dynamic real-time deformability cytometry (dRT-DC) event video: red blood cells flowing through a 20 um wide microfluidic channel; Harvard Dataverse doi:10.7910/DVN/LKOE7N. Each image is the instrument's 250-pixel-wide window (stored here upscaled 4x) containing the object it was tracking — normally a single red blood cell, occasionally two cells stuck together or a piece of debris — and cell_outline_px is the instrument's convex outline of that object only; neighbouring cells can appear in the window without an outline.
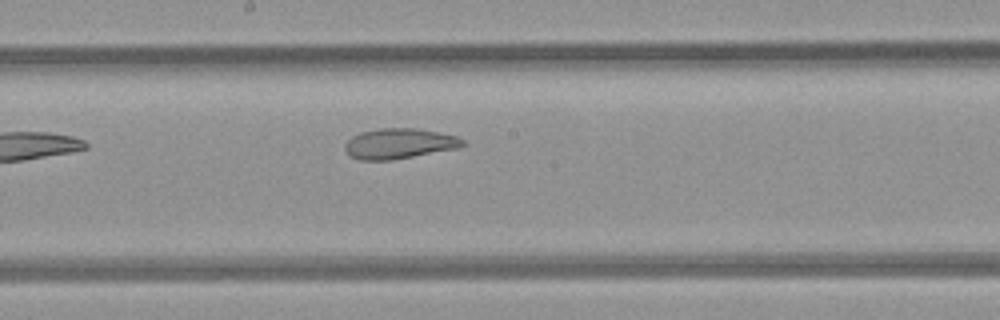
{"species": "common noctule bat (a hibernating species)", "species_latin": "Nyctalus noctula", "temperature_condition": "room temperature", "stored_images_in_passage": 9, "camera_frame_rate_fps": 3000, "um_per_image_px": 0.085, "animal": {"sex": "female", "body_mass_g": 21.9}, "frame": {"image": 1, "passage_image": 9, "time_ms": 2.667, "image_size_px": [1000, 320], "cell_outline_px": [[464, 144], [456, 148], [392, 160], [360, 160], [348, 156], [344, 148], [344, 144], [352, 136], [360, 132], [380, 128], [416, 128], [456, 136], [464, 140]], "centroid_in_image_um": [33.85, 12.2], "position_along_channel_um": 214.3, "area_um2": 20.69}}